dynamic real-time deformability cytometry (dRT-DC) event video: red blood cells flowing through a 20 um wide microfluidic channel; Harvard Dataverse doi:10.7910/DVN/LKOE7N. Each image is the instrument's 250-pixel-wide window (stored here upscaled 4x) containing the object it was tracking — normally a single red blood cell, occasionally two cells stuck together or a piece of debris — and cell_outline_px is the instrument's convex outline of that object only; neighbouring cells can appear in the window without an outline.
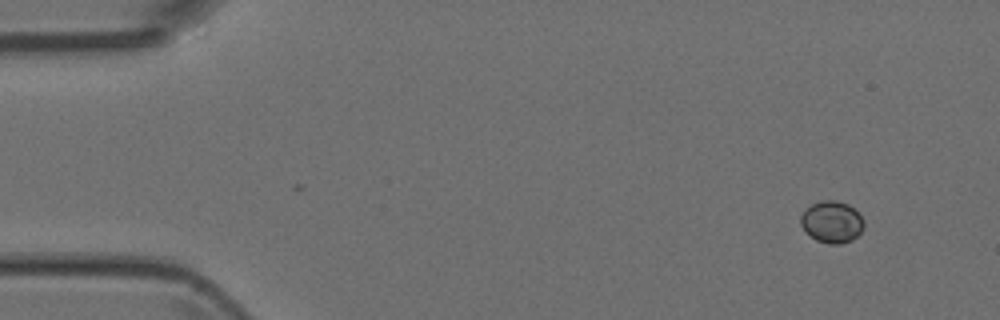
{"species": "Egyptian fruit bat (a non-hibernating species)", "species_latin": "Rousettus aegyptiacus", "temperature_condition": "room temperature", "stored_images_in_passage": 2, "camera_frame_rate_fps": 3000, "um_per_image_px": 0.085, "animal": {"sex": "female"}, "frame": {"image": 1, "passage_image": 2, "time_ms": 1.333, "image_size_px": [1000, 320], "cell_outline_px": [[864, 228], [852, 240], [840, 244], [828, 244], [816, 240], [804, 232], [800, 224], [800, 216], [812, 204], [820, 200], [836, 200], [848, 204], [864, 220]], "centroid_in_image_um": [70.68, 18.88], "position_along_channel_um": 14.3, "area_um2": 15.43}}